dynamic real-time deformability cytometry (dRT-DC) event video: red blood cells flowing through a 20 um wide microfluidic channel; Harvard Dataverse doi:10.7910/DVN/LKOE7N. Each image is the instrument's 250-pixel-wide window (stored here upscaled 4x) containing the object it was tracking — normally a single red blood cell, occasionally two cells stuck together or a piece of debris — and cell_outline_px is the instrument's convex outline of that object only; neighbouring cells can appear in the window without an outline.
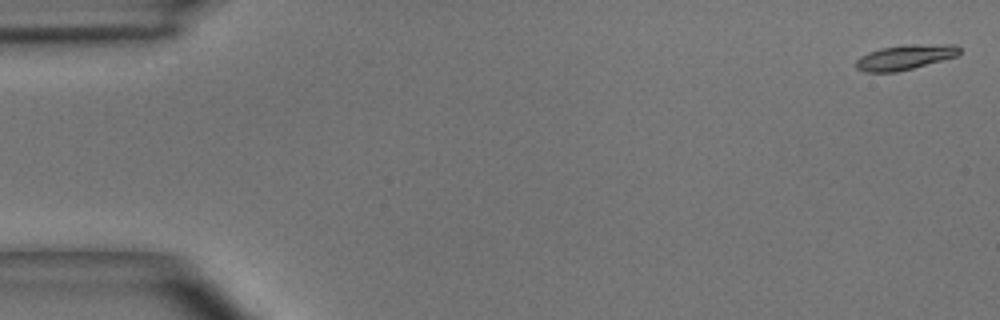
{"species": "common noctule bat (a hibernating species)", "species_latin": "Nyctalus noctula", "temperature_condition": "room temperature", "stored_images_in_passage": 5, "camera_frame_rate_fps": 3000, "um_per_image_px": 0.085, "animal": {"sex": "male", "body_mass_g": 15.6}, "frame": {"image": 1, "passage_image": 1, "time_ms": 0.0, "image_size_px": [1000, 320], "cell_outline_px": [[960, 52], [956, 56], [912, 68], [896, 72], [864, 72], [856, 68], [856, 60], [860, 56], [868, 52], [880, 48], [908, 44], [956, 44], [960, 48]], "centroid_in_image_um": [76.91, 4.85], "position_along_channel_um": 8.1, "area_um2": 15.03}}
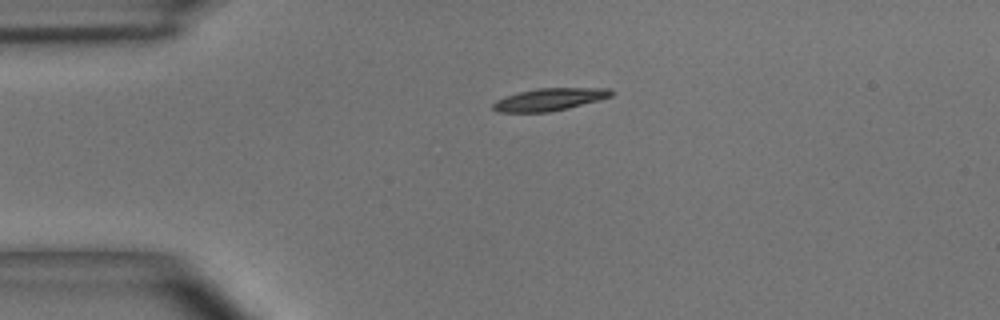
{"frame": {"image": 2, "passage_image": 4, "time_ms": 1.0, "image_size_px": [1000, 320], "cell_outline_px": [[612, 96], [600, 100], [568, 108], [548, 112], [496, 112], [492, 108], [492, 104], [496, 100], [504, 96], [536, 88], [608, 88], [612, 92]], "centroid_in_image_um": [46.68, 8.45], "position_along_channel_um": 38.3, "area_um2": 15.43}}